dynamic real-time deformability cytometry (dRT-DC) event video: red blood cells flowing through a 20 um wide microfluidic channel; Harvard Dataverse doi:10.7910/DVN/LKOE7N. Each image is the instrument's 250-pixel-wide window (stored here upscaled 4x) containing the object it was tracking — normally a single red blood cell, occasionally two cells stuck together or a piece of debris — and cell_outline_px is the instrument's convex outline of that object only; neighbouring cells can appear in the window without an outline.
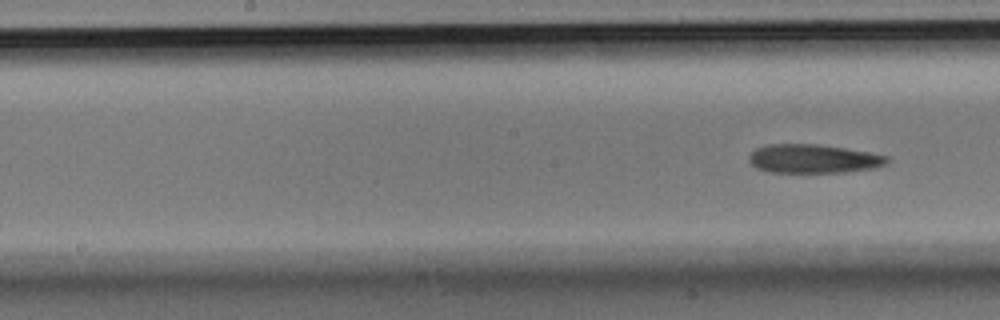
{"species": "Egyptian fruit bat (a non-hibernating species)", "species_latin": "Rousettus aegyptiacus", "temperature_condition": "room temperature", "stored_images_in_passage": 6, "segment_of_instrument_passage": [2, 2], "camera_frame_rate_fps": 3000, "um_per_image_px": 0.085, "animal": {"sex": "male"}, "frame": {"image": 1, "passage_image": 6, "time_ms": 1.667, "image_size_px": [1000, 320], "cell_outline_px": [[888, 164], [872, 168], [844, 172], [768, 172], [756, 168], [748, 160], [748, 156], [756, 148], [768, 144], [820, 144], [868, 152], [888, 156]], "centroid_in_image_um": [69.11, 13.49], "position_along_channel_um": 179.1, "area_um2": 23.12}}